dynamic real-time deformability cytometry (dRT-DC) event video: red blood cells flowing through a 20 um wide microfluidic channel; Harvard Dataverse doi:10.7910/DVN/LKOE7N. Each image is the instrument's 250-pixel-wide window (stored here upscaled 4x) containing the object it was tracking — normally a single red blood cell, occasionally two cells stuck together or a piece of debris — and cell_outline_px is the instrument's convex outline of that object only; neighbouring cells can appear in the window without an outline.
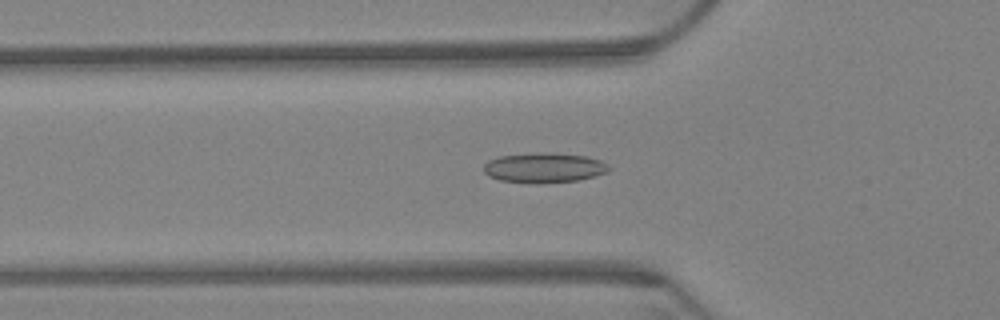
{"species": "Egyptian fruit bat (a non-hibernating species)", "species_latin": "Rousettus aegyptiacus", "temperature_condition": "warm", "stored_images_in_passage": 46, "camera_frame_rate_fps": 3000, "um_per_image_px": 0.085, "animal": {"sex": "female"}, "frame": {"image": 1, "passage_image": 4, "time_ms": 1.0, "image_size_px": [1000, 320], "cell_outline_px": [[612, 168], [608, 172], [580, 180], [540, 184], [536, 184], [500, 180], [488, 176], [484, 172], [484, 164], [488, 160], [500, 156], [540, 152], [548, 152], [584, 156], [600, 160], [608, 164]], "centroid_in_image_um": [46.26, 14.27], "position_along_channel_um": 79.5, "area_um2": 22.08}}
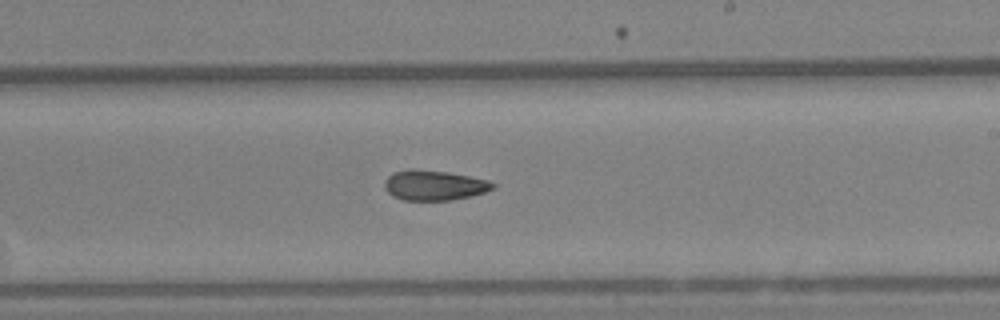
{"frame": {"image": 2, "passage_image": 20, "time_ms": 6.333, "image_size_px": [1000, 320], "cell_outline_px": [[496, 188], [472, 196], [452, 200], [404, 200], [392, 196], [384, 188], [384, 180], [392, 172], [408, 168], [416, 168], [448, 172], [488, 180], [496, 184]], "centroid_in_image_um": [36.88, 15.73], "position_along_channel_um": 252.1, "area_um2": 19.31}}
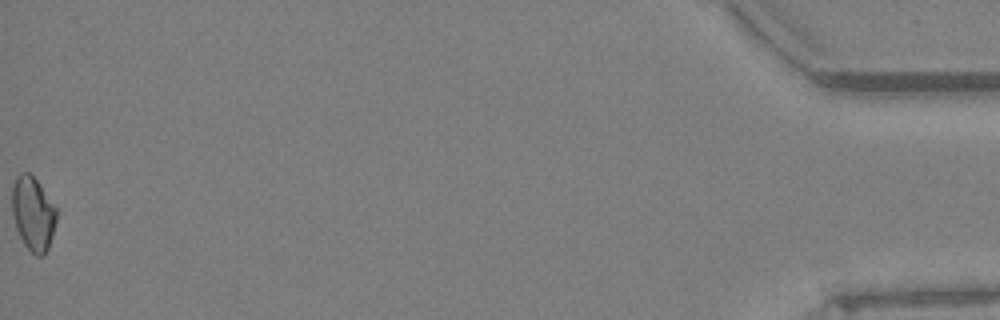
{"frame": {"image": 3, "passage_image": 46, "time_ms": 15.0, "image_size_px": [1000, 320], "cell_outline_px": [[56, 220], [48, 248], [44, 256], [36, 256], [24, 244], [16, 228], [12, 212], [12, 184], [16, 176], [20, 172], [28, 172], [36, 180], [56, 208]], "centroid_in_image_um": [2.78, 18.15], "position_along_channel_um": 432.4, "area_um2": 18.9}, "authors_computed_cell_mechanics": {"area_um2": 19.1607, "velocity_mm_per_s": 3.2462, "shape_relaxation_time_tau1_ms": null, "shape_relaxation_time_tau2_ms": 7.7687, "deformation_change_tau1": null, "deformation_change_tau2": 0.1393}}